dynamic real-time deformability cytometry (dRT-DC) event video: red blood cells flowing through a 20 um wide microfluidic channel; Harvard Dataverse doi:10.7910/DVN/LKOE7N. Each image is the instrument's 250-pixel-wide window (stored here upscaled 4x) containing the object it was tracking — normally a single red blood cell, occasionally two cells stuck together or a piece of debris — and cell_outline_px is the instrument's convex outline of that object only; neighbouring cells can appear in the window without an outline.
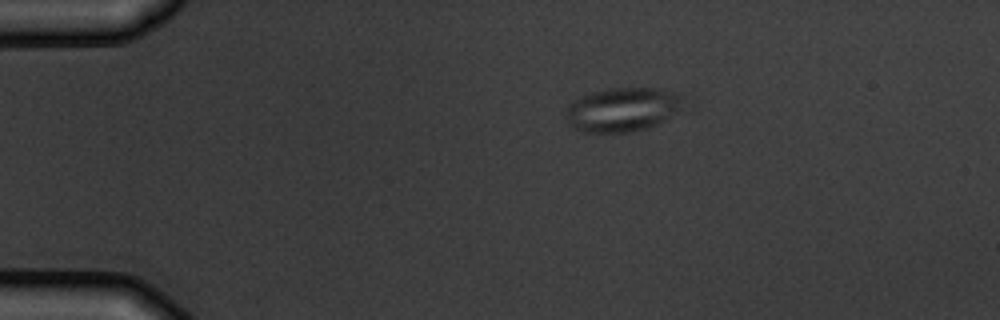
{"species": "common noctule bat (a hibernating species)", "species_latin": "Nyctalus noctula", "temperature_condition": "warm", "stored_images_in_passage": 3, "segment_of_instrument_passage": [2, 2], "camera_frame_rate_fps": 3000, "um_per_image_px": 0.085, "animal": {"sex": "male", "body_mass_g": 19.5, "forearm_length_mm": 54.6}, "frame": {"image": 1, "passage_image": 3, "time_ms": 2.333, "image_size_px": [1000, 320], "cell_outline_px": [[684, 96], [676, 108], [668, 116], [656, 124], [632, 132], [580, 132], [572, 128], [568, 124], [568, 108], [580, 96], [592, 92], [608, 88], [656, 88], [676, 92]], "centroid_in_image_um": [52.85, 9.3], "position_along_channel_um": 32.2, "area_um2": 29.36}}